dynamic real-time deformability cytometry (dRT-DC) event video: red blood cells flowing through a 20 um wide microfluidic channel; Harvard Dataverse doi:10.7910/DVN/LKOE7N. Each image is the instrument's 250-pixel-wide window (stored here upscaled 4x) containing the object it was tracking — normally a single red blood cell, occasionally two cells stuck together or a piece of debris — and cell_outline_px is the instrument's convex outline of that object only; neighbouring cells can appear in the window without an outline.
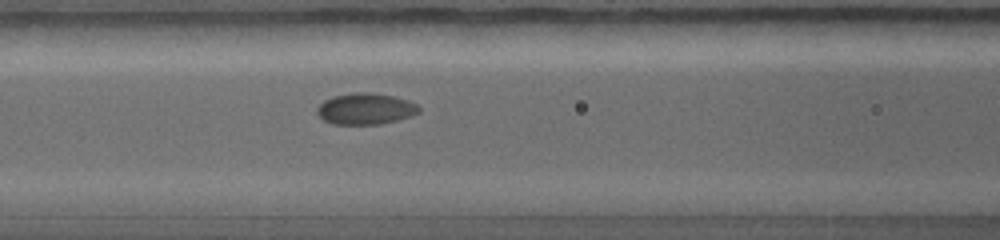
{"species": "common noctule bat (a hibernating species)", "species_latin": "Nyctalus noctula", "temperature_condition": "warm", "stored_images_in_passage": 25, "camera_frame_rate_fps": 5000, "um_per_image_px": 0.085, "animal": {"sex": "female", "body_mass_g": 19.0, "forearm_length_mm": 56.7}, "frame": {"image": 1, "passage_image": 8, "time_ms": 1.8, "image_size_px": [1000, 240], "cell_outline_px": [[420, 112], [396, 120], [380, 124], [332, 124], [324, 120], [316, 112], [316, 108], [324, 100], [332, 96], [352, 92], [368, 92], [392, 96], [408, 100], [416, 104], [420, 108]], "centroid_in_image_um": [31.03, 9.24], "position_along_channel_um": 135.6, "area_um2": 18.5}}
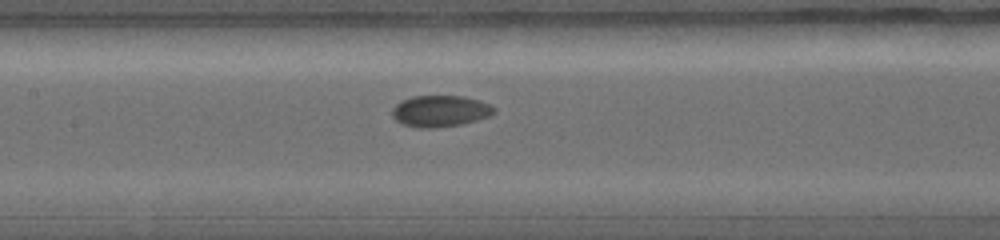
{"frame": {"image": 2, "passage_image": 11, "time_ms": 2.4, "image_size_px": [1000, 240], "cell_outline_px": [[496, 112], [488, 116], [476, 120], [460, 124], [436, 128], [416, 128], [400, 124], [392, 116], [392, 108], [396, 104], [412, 96], [464, 96], [488, 104], [496, 108]], "centroid_in_image_um": [37.38, 9.45], "position_along_channel_um": 170.0, "area_um2": 18.61}}
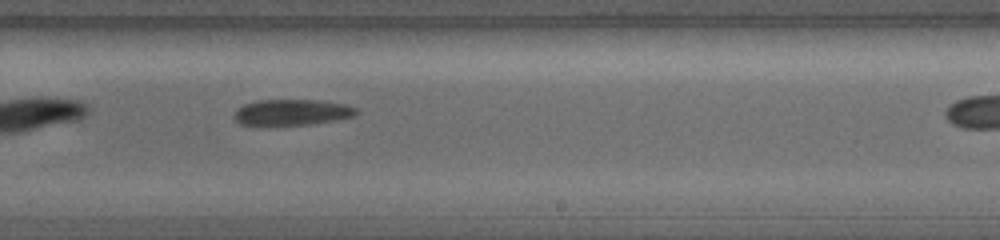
{"frame": {"image": 3, "passage_image": 15, "time_ms": 3.0, "image_size_px": [1000, 240], "cell_outline_px": [[360, 112], [352, 116], [336, 120], [308, 124], [260, 128], [240, 124], [232, 116], [244, 104], [260, 100], [316, 100], [344, 104], [356, 108]], "centroid_in_image_um": [24.74, 9.59], "position_along_channel_um": 264.3, "area_um2": 18.96}}